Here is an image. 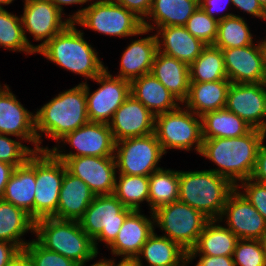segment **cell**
<instances>
[{"label":"cell","mask_w":266,"mask_h":266,"mask_svg":"<svg viewBox=\"0 0 266 266\" xmlns=\"http://www.w3.org/2000/svg\"><path fill=\"white\" fill-rule=\"evenodd\" d=\"M118 175L113 194L125 207L140 211L143 201L149 205V176Z\"/></svg>","instance_id":"cell-36"},{"label":"cell","mask_w":266,"mask_h":266,"mask_svg":"<svg viewBox=\"0 0 266 266\" xmlns=\"http://www.w3.org/2000/svg\"><path fill=\"white\" fill-rule=\"evenodd\" d=\"M217 19L210 17L199 6L184 25L186 30L206 45H213L218 33Z\"/></svg>","instance_id":"cell-39"},{"label":"cell","mask_w":266,"mask_h":266,"mask_svg":"<svg viewBox=\"0 0 266 266\" xmlns=\"http://www.w3.org/2000/svg\"><path fill=\"white\" fill-rule=\"evenodd\" d=\"M0 47L13 52L34 54L24 36L21 18L0 8Z\"/></svg>","instance_id":"cell-38"},{"label":"cell","mask_w":266,"mask_h":266,"mask_svg":"<svg viewBox=\"0 0 266 266\" xmlns=\"http://www.w3.org/2000/svg\"><path fill=\"white\" fill-rule=\"evenodd\" d=\"M249 28L246 20L239 15L224 18L218 23L217 38L213 45L219 49H228L254 44Z\"/></svg>","instance_id":"cell-37"},{"label":"cell","mask_w":266,"mask_h":266,"mask_svg":"<svg viewBox=\"0 0 266 266\" xmlns=\"http://www.w3.org/2000/svg\"><path fill=\"white\" fill-rule=\"evenodd\" d=\"M63 142L71 145L76 152L69 151L66 153L60 150V145H56L49 150L56 157H82V156H97V157H114L115 141L112 136V131L106 123L87 122L83 126L67 133L58 141V144Z\"/></svg>","instance_id":"cell-14"},{"label":"cell","mask_w":266,"mask_h":266,"mask_svg":"<svg viewBox=\"0 0 266 266\" xmlns=\"http://www.w3.org/2000/svg\"><path fill=\"white\" fill-rule=\"evenodd\" d=\"M231 82L229 79L213 82H190L187 99L182 106L202 116L206 112L224 109Z\"/></svg>","instance_id":"cell-29"},{"label":"cell","mask_w":266,"mask_h":266,"mask_svg":"<svg viewBox=\"0 0 266 266\" xmlns=\"http://www.w3.org/2000/svg\"><path fill=\"white\" fill-rule=\"evenodd\" d=\"M179 170L160 168L149 176L150 212L178 201Z\"/></svg>","instance_id":"cell-34"},{"label":"cell","mask_w":266,"mask_h":266,"mask_svg":"<svg viewBox=\"0 0 266 266\" xmlns=\"http://www.w3.org/2000/svg\"><path fill=\"white\" fill-rule=\"evenodd\" d=\"M56 7L63 13V5L84 4L91 2V0H51Z\"/></svg>","instance_id":"cell-52"},{"label":"cell","mask_w":266,"mask_h":266,"mask_svg":"<svg viewBox=\"0 0 266 266\" xmlns=\"http://www.w3.org/2000/svg\"><path fill=\"white\" fill-rule=\"evenodd\" d=\"M230 3L232 5L231 0H199L200 7L203 9V11L206 14H208L210 17L217 19L218 21L236 15L233 14L232 12L231 13L228 12L225 13V15L223 14L220 16L214 14L216 12L220 13L223 10L227 9Z\"/></svg>","instance_id":"cell-44"},{"label":"cell","mask_w":266,"mask_h":266,"mask_svg":"<svg viewBox=\"0 0 266 266\" xmlns=\"http://www.w3.org/2000/svg\"><path fill=\"white\" fill-rule=\"evenodd\" d=\"M239 184L236 188L243 189L240 192L266 220V184L251 178L241 181Z\"/></svg>","instance_id":"cell-43"},{"label":"cell","mask_w":266,"mask_h":266,"mask_svg":"<svg viewBox=\"0 0 266 266\" xmlns=\"http://www.w3.org/2000/svg\"><path fill=\"white\" fill-rule=\"evenodd\" d=\"M219 223L220 220L215 219L206 223L196 245L187 253L188 264L198 257L197 255L233 256L238 237Z\"/></svg>","instance_id":"cell-28"},{"label":"cell","mask_w":266,"mask_h":266,"mask_svg":"<svg viewBox=\"0 0 266 266\" xmlns=\"http://www.w3.org/2000/svg\"><path fill=\"white\" fill-rule=\"evenodd\" d=\"M66 170L65 163L50 150L35 151L34 221L56 214Z\"/></svg>","instance_id":"cell-10"},{"label":"cell","mask_w":266,"mask_h":266,"mask_svg":"<svg viewBox=\"0 0 266 266\" xmlns=\"http://www.w3.org/2000/svg\"><path fill=\"white\" fill-rule=\"evenodd\" d=\"M115 142L154 133L155 115L133 95H129L108 123Z\"/></svg>","instance_id":"cell-19"},{"label":"cell","mask_w":266,"mask_h":266,"mask_svg":"<svg viewBox=\"0 0 266 266\" xmlns=\"http://www.w3.org/2000/svg\"><path fill=\"white\" fill-rule=\"evenodd\" d=\"M184 108L179 106L175 110L155 116L154 133L165 154L168 149L191 151L193 147L197 153L201 152L203 144L201 116Z\"/></svg>","instance_id":"cell-7"},{"label":"cell","mask_w":266,"mask_h":266,"mask_svg":"<svg viewBox=\"0 0 266 266\" xmlns=\"http://www.w3.org/2000/svg\"><path fill=\"white\" fill-rule=\"evenodd\" d=\"M257 43L221 49L227 78L231 83L266 82L261 40Z\"/></svg>","instance_id":"cell-20"},{"label":"cell","mask_w":266,"mask_h":266,"mask_svg":"<svg viewBox=\"0 0 266 266\" xmlns=\"http://www.w3.org/2000/svg\"><path fill=\"white\" fill-rule=\"evenodd\" d=\"M223 218L238 239L260 240L266 229V220L237 188L229 194L218 220Z\"/></svg>","instance_id":"cell-17"},{"label":"cell","mask_w":266,"mask_h":266,"mask_svg":"<svg viewBox=\"0 0 266 266\" xmlns=\"http://www.w3.org/2000/svg\"><path fill=\"white\" fill-rule=\"evenodd\" d=\"M35 189L34 151L23 165L15 167L14 172L6 185L2 199L25 210L34 220Z\"/></svg>","instance_id":"cell-24"},{"label":"cell","mask_w":266,"mask_h":266,"mask_svg":"<svg viewBox=\"0 0 266 266\" xmlns=\"http://www.w3.org/2000/svg\"><path fill=\"white\" fill-rule=\"evenodd\" d=\"M15 166L10 163L0 161V198H2L6 185L14 172Z\"/></svg>","instance_id":"cell-50"},{"label":"cell","mask_w":266,"mask_h":266,"mask_svg":"<svg viewBox=\"0 0 266 266\" xmlns=\"http://www.w3.org/2000/svg\"><path fill=\"white\" fill-rule=\"evenodd\" d=\"M69 23L36 53L45 56L56 65L93 80L106 67L98 52L84 38V32Z\"/></svg>","instance_id":"cell-3"},{"label":"cell","mask_w":266,"mask_h":266,"mask_svg":"<svg viewBox=\"0 0 266 266\" xmlns=\"http://www.w3.org/2000/svg\"><path fill=\"white\" fill-rule=\"evenodd\" d=\"M264 140L259 146L257 152L256 166L251 179L262 184H266V145Z\"/></svg>","instance_id":"cell-47"},{"label":"cell","mask_w":266,"mask_h":266,"mask_svg":"<svg viewBox=\"0 0 266 266\" xmlns=\"http://www.w3.org/2000/svg\"><path fill=\"white\" fill-rule=\"evenodd\" d=\"M232 257L235 266H266L261 240L238 239Z\"/></svg>","instance_id":"cell-40"},{"label":"cell","mask_w":266,"mask_h":266,"mask_svg":"<svg viewBox=\"0 0 266 266\" xmlns=\"http://www.w3.org/2000/svg\"><path fill=\"white\" fill-rule=\"evenodd\" d=\"M67 171L85 182L96 195L113 194L117 174L115 157H57Z\"/></svg>","instance_id":"cell-16"},{"label":"cell","mask_w":266,"mask_h":266,"mask_svg":"<svg viewBox=\"0 0 266 266\" xmlns=\"http://www.w3.org/2000/svg\"><path fill=\"white\" fill-rule=\"evenodd\" d=\"M263 140L264 131L255 128L236 138L203 139L199 155L218 166L210 171L225 177L236 187L241 181L252 177Z\"/></svg>","instance_id":"cell-1"},{"label":"cell","mask_w":266,"mask_h":266,"mask_svg":"<svg viewBox=\"0 0 266 266\" xmlns=\"http://www.w3.org/2000/svg\"><path fill=\"white\" fill-rule=\"evenodd\" d=\"M94 197L95 194L85 182L66 170L61 184L57 212L53 217L79 221Z\"/></svg>","instance_id":"cell-23"},{"label":"cell","mask_w":266,"mask_h":266,"mask_svg":"<svg viewBox=\"0 0 266 266\" xmlns=\"http://www.w3.org/2000/svg\"><path fill=\"white\" fill-rule=\"evenodd\" d=\"M23 15L20 16L27 44L36 53L71 21L62 18V13L51 0H24ZM26 32L33 35L38 45L31 44ZM43 41V42H42Z\"/></svg>","instance_id":"cell-13"},{"label":"cell","mask_w":266,"mask_h":266,"mask_svg":"<svg viewBox=\"0 0 266 266\" xmlns=\"http://www.w3.org/2000/svg\"><path fill=\"white\" fill-rule=\"evenodd\" d=\"M87 122L89 118L85 87L79 83L71 89L60 92L51 101L37 109L35 130L40 150H49L48 146L41 147L43 134L58 142L67 133L73 132Z\"/></svg>","instance_id":"cell-2"},{"label":"cell","mask_w":266,"mask_h":266,"mask_svg":"<svg viewBox=\"0 0 266 266\" xmlns=\"http://www.w3.org/2000/svg\"><path fill=\"white\" fill-rule=\"evenodd\" d=\"M203 139L236 138L252 127L226 108L206 112L201 116Z\"/></svg>","instance_id":"cell-33"},{"label":"cell","mask_w":266,"mask_h":266,"mask_svg":"<svg viewBox=\"0 0 266 266\" xmlns=\"http://www.w3.org/2000/svg\"><path fill=\"white\" fill-rule=\"evenodd\" d=\"M164 154L155 133L115 142L114 157L118 174L150 176L161 168L158 163Z\"/></svg>","instance_id":"cell-11"},{"label":"cell","mask_w":266,"mask_h":266,"mask_svg":"<svg viewBox=\"0 0 266 266\" xmlns=\"http://www.w3.org/2000/svg\"><path fill=\"white\" fill-rule=\"evenodd\" d=\"M157 31L158 51L172 56L190 66L207 46L195 38L184 26H165Z\"/></svg>","instance_id":"cell-22"},{"label":"cell","mask_w":266,"mask_h":266,"mask_svg":"<svg viewBox=\"0 0 266 266\" xmlns=\"http://www.w3.org/2000/svg\"><path fill=\"white\" fill-rule=\"evenodd\" d=\"M7 136L0 134V161L10 163L15 167L23 165L33 153V148Z\"/></svg>","instance_id":"cell-42"},{"label":"cell","mask_w":266,"mask_h":266,"mask_svg":"<svg viewBox=\"0 0 266 266\" xmlns=\"http://www.w3.org/2000/svg\"><path fill=\"white\" fill-rule=\"evenodd\" d=\"M132 211L125 207L114 194L96 195L79 223L93 240L95 249L98 251L97 242H105L108 248Z\"/></svg>","instance_id":"cell-9"},{"label":"cell","mask_w":266,"mask_h":266,"mask_svg":"<svg viewBox=\"0 0 266 266\" xmlns=\"http://www.w3.org/2000/svg\"><path fill=\"white\" fill-rule=\"evenodd\" d=\"M71 22L108 36L128 37L147 34L143 21L114 0H97L77 10L68 18Z\"/></svg>","instance_id":"cell-6"},{"label":"cell","mask_w":266,"mask_h":266,"mask_svg":"<svg viewBox=\"0 0 266 266\" xmlns=\"http://www.w3.org/2000/svg\"><path fill=\"white\" fill-rule=\"evenodd\" d=\"M182 104L190 87L189 66L182 61L156 52L151 72Z\"/></svg>","instance_id":"cell-27"},{"label":"cell","mask_w":266,"mask_h":266,"mask_svg":"<svg viewBox=\"0 0 266 266\" xmlns=\"http://www.w3.org/2000/svg\"><path fill=\"white\" fill-rule=\"evenodd\" d=\"M260 240H261V243H262L263 249H264L265 252H266V229H265V231H264V233H263V236H262V238H261Z\"/></svg>","instance_id":"cell-56"},{"label":"cell","mask_w":266,"mask_h":266,"mask_svg":"<svg viewBox=\"0 0 266 266\" xmlns=\"http://www.w3.org/2000/svg\"><path fill=\"white\" fill-rule=\"evenodd\" d=\"M81 266H85V265H81ZM90 266H111V259H100V261H97L94 264H91Z\"/></svg>","instance_id":"cell-54"},{"label":"cell","mask_w":266,"mask_h":266,"mask_svg":"<svg viewBox=\"0 0 266 266\" xmlns=\"http://www.w3.org/2000/svg\"><path fill=\"white\" fill-rule=\"evenodd\" d=\"M23 250L33 266H80L74 260L46 249L36 239L31 240Z\"/></svg>","instance_id":"cell-41"},{"label":"cell","mask_w":266,"mask_h":266,"mask_svg":"<svg viewBox=\"0 0 266 266\" xmlns=\"http://www.w3.org/2000/svg\"><path fill=\"white\" fill-rule=\"evenodd\" d=\"M157 51L156 35L132 40L122 53L117 77L131 82L138 77L149 74Z\"/></svg>","instance_id":"cell-26"},{"label":"cell","mask_w":266,"mask_h":266,"mask_svg":"<svg viewBox=\"0 0 266 266\" xmlns=\"http://www.w3.org/2000/svg\"><path fill=\"white\" fill-rule=\"evenodd\" d=\"M150 214L151 218L141 214V211H132L126 217L115 240L108 246L112 255L121 256L122 259H136L142 246L155 231L153 212Z\"/></svg>","instance_id":"cell-21"},{"label":"cell","mask_w":266,"mask_h":266,"mask_svg":"<svg viewBox=\"0 0 266 266\" xmlns=\"http://www.w3.org/2000/svg\"><path fill=\"white\" fill-rule=\"evenodd\" d=\"M262 8L266 11V0H258Z\"/></svg>","instance_id":"cell-58"},{"label":"cell","mask_w":266,"mask_h":266,"mask_svg":"<svg viewBox=\"0 0 266 266\" xmlns=\"http://www.w3.org/2000/svg\"><path fill=\"white\" fill-rule=\"evenodd\" d=\"M199 6V0H153L143 27L153 32L159 27L184 26Z\"/></svg>","instance_id":"cell-30"},{"label":"cell","mask_w":266,"mask_h":266,"mask_svg":"<svg viewBox=\"0 0 266 266\" xmlns=\"http://www.w3.org/2000/svg\"><path fill=\"white\" fill-rule=\"evenodd\" d=\"M34 230L35 221L25 210L0 198V241L13 243L23 250L29 242L21 236L28 231L34 234Z\"/></svg>","instance_id":"cell-32"},{"label":"cell","mask_w":266,"mask_h":266,"mask_svg":"<svg viewBox=\"0 0 266 266\" xmlns=\"http://www.w3.org/2000/svg\"><path fill=\"white\" fill-rule=\"evenodd\" d=\"M236 187L225 177L210 170L180 171L178 201L218 220L229 194Z\"/></svg>","instance_id":"cell-4"},{"label":"cell","mask_w":266,"mask_h":266,"mask_svg":"<svg viewBox=\"0 0 266 266\" xmlns=\"http://www.w3.org/2000/svg\"><path fill=\"white\" fill-rule=\"evenodd\" d=\"M0 134L31 142L40 151L35 130V114L25 109L8 85L0 84Z\"/></svg>","instance_id":"cell-18"},{"label":"cell","mask_w":266,"mask_h":266,"mask_svg":"<svg viewBox=\"0 0 266 266\" xmlns=\"http://www.w3.org/2000/svg\"><path fill=\"white\" fill-rule=\"evenodd\" d=\"M153 216L154 225L165 232L163 236L177 243L187 253L194 248L210 220L202 212L180 201L157 208Z\"/></svg>","instance_id":"cell-8"},{"label":"cell","mask_w":266,"mask_h":266,"mask_svg":"<svg viewBox=\"0 0 266 266\" xmlns=\"http://www.w3.org/2000/svg\"><path fill=\"white\" fill-rule=\"evenodd\" d=\"M117 4L134 13L142 21L146 20L153 0H114Z\"/></svg>","instance_id":"cell-45"},{"label":"cell","mask_w":266,"mask_h":266,"mask_svg":"<svg viewBox=\"0 0 266 266\" xmlns=\"http://www.w3.org/2000/svg\"><path fill=\"white\" fill-rule=\"evenodd\" d=\"M235 6L249 15L266 20V11L262 8L258 0H231Z\"/></svg>","instance_id":"cell-46"},{"label":"cell","mask_w":266,"mask_h":266,"mask_svg":"<svg viewBox=\"0 0 266 266\" xmlns=\"http://www.w3.org/2000/svg\"><path fill=\"white\" fill-rule=\"evenodd\" d=\"M130 94L155 116L177 109L182 103L151 73L130 82Z\"/></svg>","instance_id":"cell-25"},{"label":"cell","mask_w":266,"mask_h":266,"mask_svg":"<svg viewBox=\"0 0 266 266\" xmlns=\"http://www.w3.org/2000/svg\"><path fill=\"white\" fill-rule=\"evenodd\" d=\"M19 251L20 249L15 244L0 241V266H6Z\"/></svg>","instance_id":"cell-49"},{"label":"cell","mask_w":266,"mask_h":266,"mask_svg":"<svg viewBox=\"0 0 266 266\" xmlns=\"http://www.w3.org/2000/svg\"><path fill=\"white\" fill-rule=\"evenodd\" d=\"M34 234L43 247L74 260L80 266L99 254L79 221L42 218L35 221Z\"/></svg>","instance_id":"cell-5"},{"label":"cell","mask_w":266,"mask_h":266,"mask_svg":"<svg viewBox=\"0 0 266 266\" xmlns=\"http://www.w3.org/2000/svg\"><path fill=\"white\" fill-rule=\"evenodd\" d=\"M6 266H33L31 259L24 250H20Z\"/></svg>","instance_id":"cell-51"},{"label":"cell","mask_w":266,"mask_h":266,"mask_svg":"<svg viewBox=\"0 0 266 266\" xmlns=\"http://www.w3.org/2000/svg\"><path fill=\"white\" fill-rule=\"evenodd\" d=\"M115 259H111V266H142L136 259H122L115 264Z\"/></svg>","instance_id":"cell-53"},{"label":"cell","mask_w":266,"mask_h":266,"mask_svg":"<svg viewBox=\"0 0 266 266\" xmlns=\"http://www.w3.org/2000/svg\"><path fill=\"white\" fill-rule=\"evenodd\" d=\"M144 258L146 266H187V252L177 243L166 236H159L155 231L149 236L136 260L143 265Z\"/></svg>","instance_id":"cell-31"},{"label":"cell","mask_w":266,"mask_h":266,"mask_svg":"<svg viewBox=\"0 0 266 266\" xmlns=\"http://www.w3.org/2000/svg\"><path fill=\"white\" fill-rule=\"evenodd\" d=\"M190 82H213L227 78L221 49L207 45L189 66Z\"/></svg>","instance_id":"cell-35"},{"label":"cell","mask_w":266,"mask_h":266,"mask_svg":"<svg viewBox=\"0 0 266 266\" xmlns=\"http://www.w3.org/2000/svg\"><path fill=\"white\" fill-rule=\"evenodd\" d=\"M225 108L252 128L263 130L266 138V82L231 83Z\"/></svg>","instance_id":"cell-15"},{"label":"cell","mask_w":266,"mask_h":266,"mask_svg":"<svg viewBox=\"0 0 266 266\" xmlns=\"http://www.w3.org/2000/svg\"><path fill=\"white\" fill-rule=\"evenodd\" d=\"M261 48L263 51L264 69L266 72V38L261 40Z\"/></svg>","instance_id":"cell-55"},{"label":"cell","mask_w":266,"mask_h":266,"mask_svg":"<svg viewBox=\"0 0 266 266\" xmlns=\"http://www.w3.org/2000/svg\"><path fill=\"white\" fill-rule=\"evenodd\" d=\"M93 81L100 85L93 92H90L87 80L82 82L85 87L89 121L108 124L115 111L130 95V81L117 77V75L112 76L108 71V67Z\"/></svg>","instance_id":"cell-12"},{"label":"cell","mask_w":266,"mask_h":266,"mask_svg":"<svg viewBox=\"0 0 266 266\" xmlns=\"http://www.w3.org/2000/svg\"><path fill=\"white\" fill-rule=\"evenodd\" d=\"M198 256L200 257L195 266H235L232 256Z\"/></svg>","instance_id":"cell-48"},{"label":"cell","mask_w":266,"mask_h":266,"mask_svg":"<svg viewBox=\"0 0 266 266\" xmlns=\"http://www.w3.org/2000/svg\"><path fill=\"white\" fill-rule=\"evenodd\" d=\"M14 0H0V8H4L2 5H9L13 2Z\"/></svg>","instance_id":"cell-57"}]
</instances>
